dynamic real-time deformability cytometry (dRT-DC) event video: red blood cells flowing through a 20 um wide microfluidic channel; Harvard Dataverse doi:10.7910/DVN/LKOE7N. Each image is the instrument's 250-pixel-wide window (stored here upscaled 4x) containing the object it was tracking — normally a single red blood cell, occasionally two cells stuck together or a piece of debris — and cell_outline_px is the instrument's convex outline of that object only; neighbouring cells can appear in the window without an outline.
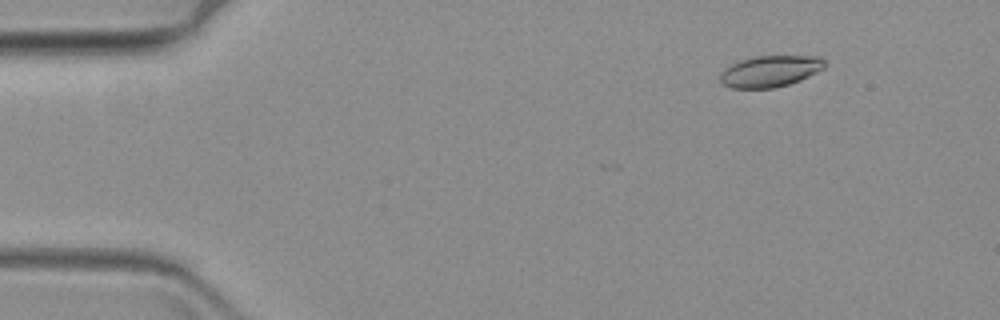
{"species": "common noctule bat (a hibernating species)", "species_latin": "Nyctalus noctula", "temperature_condition": "warm", "stored_images_in_passage": 7, "camera_frame_rate_fps": 3000, "um_per_image_px": 0.085, "animal": {"sex": "female", "body_mass_g": 19.3, "forearm_length_mm": 54.1}, "frame": {"image": 1, "passage_image": 5, "time_ms": 1.333, "image_size_px": [1000, 320], "cell_outline_px": [[828, 64], [824, 68], [800, 80], [788, 84], [772, 88], [732, 88], [724, 84], [720, 80], [720, 72], [724, 68], [740, 60], [752, 56], [820, 56]], "centroid_in_image_um": [65.46, 6.04], "position_along_channel_um": 19.5, "area_um2": 19.13}}